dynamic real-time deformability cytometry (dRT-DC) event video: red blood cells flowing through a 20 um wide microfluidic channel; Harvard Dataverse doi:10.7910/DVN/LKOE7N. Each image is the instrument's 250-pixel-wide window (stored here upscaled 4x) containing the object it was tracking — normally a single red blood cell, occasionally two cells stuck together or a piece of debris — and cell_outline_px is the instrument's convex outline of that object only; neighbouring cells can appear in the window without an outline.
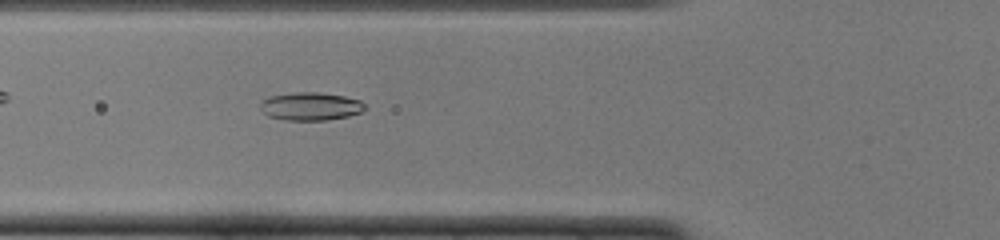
{"species": "common noctule bat (a hibernating species)", "species_latin": "Nyctalus noctula", "temperature_condition": "cold", "stored_images_in_passage": 50, "camera_frame_rate_fps": 3000, "um_per_image_px": 0.085, "animal": {"sex": "female", "body_mass_g": 22.0, "forearm_length_mm": 56.7}, "frame": {"image": 1, "passage_image": 18, "time_ms": 5.667, "image_size_px": [1000, 240], "cell_outline_px": [[364, 108], [360, 112], [348, 116], [324, 120], [288, 120], [268, 116], [260, 108], [260, 104], [268, 96], [296, 92], [316, 92], [344, 96], [360, 100], [364, 104]], "centroid_in_image_um": [26.38, 9.03], "position_along_channel_um": 99.4, "area_um2": 16.88}}
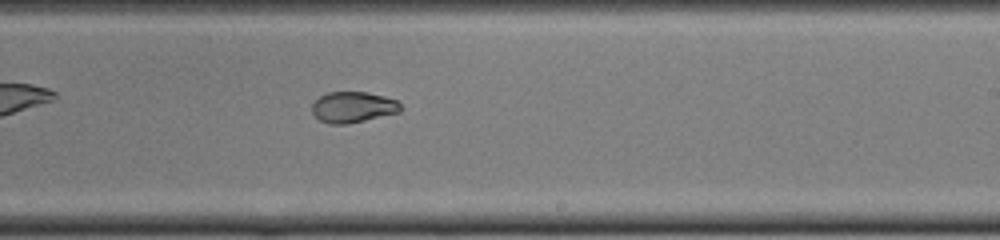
{"frame": {"image": 2, "passage_image": 30, "time_ms": 9.667, "image_size_px": [1000, 240], "cell_outline_px": [[404, 108], [400, 112], [348, 124], [328, 124], [320, 120], [312, 112], [312, 104], [320, 96], [328, 92], [368, 92], [384, 96], [396, 100]], "centroid_in_image_um": [30.02, 9.11], "position_along_channel_um": 259.0, "area_um2": 16.01}}
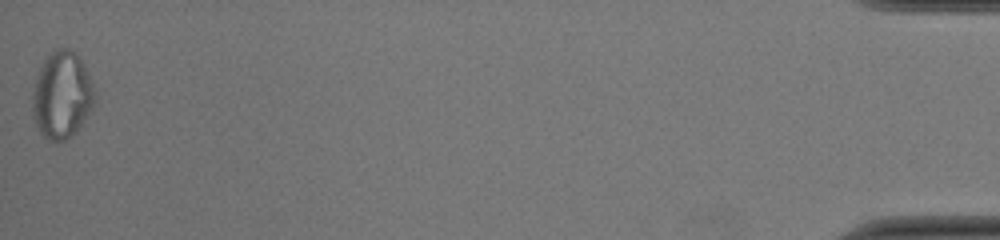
{"frame": {"image": 3, "passage_image": 50, "time_ms": 16.333, "image_size_px": [1000, 240], "cell_outline_px": [[96, 100], [92, 108], [80, 124], [64, 140], [48, 140], [40, 132], [32, 116], [32, 96], [36, 76], [44, 60], [56, 48], [68, 48], [76, 52], [80, 56], [92, 80], [96, 92]], "centroid_in_image_um": [5.27, 8.03], "position_along_channel_um": 429.9, "area_um2": 31.44}, "authors_computed_cell_mechanics": {"area_um2": 18.5538, "velocity_mm_per_s": 3.9975, "shape_relaxation_time_tau1_ms": null, "shape_relaxation_time_tau2_ms": 2.5243, "deformation_change_tau1": null, "deformation_change_tau2": 0.0738}}